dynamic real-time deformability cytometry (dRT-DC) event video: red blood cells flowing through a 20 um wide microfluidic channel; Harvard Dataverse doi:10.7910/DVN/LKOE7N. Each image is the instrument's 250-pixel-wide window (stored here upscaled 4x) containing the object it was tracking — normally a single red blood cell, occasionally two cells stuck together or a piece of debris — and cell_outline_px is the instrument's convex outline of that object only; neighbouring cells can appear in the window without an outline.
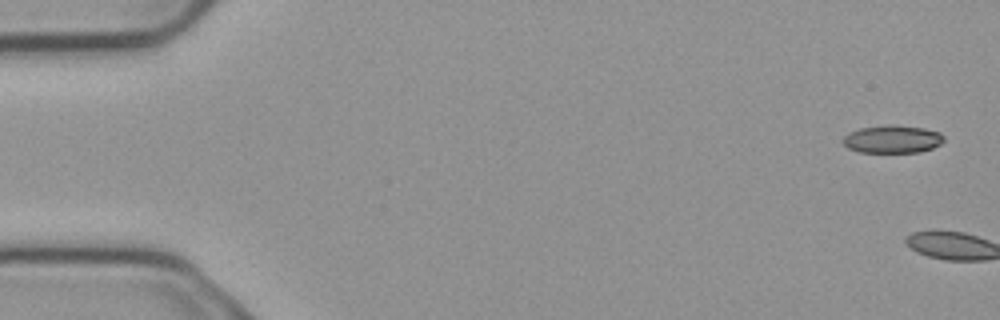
{"species": "common noctule bat (a hibernating species)", "species_latin": "Nyctalus noctula", "temperature_condition": "cold", "stored_images_in_passage": 5, "camera_frame_rate_fps": 3000, "um_per_image_px": 0.085, "animal": {"sex": "male", "body_mass_g": 23.1, "forearm_length_mm": 52.7}, "frame": {"image": 1, "passage_image": 1, "time_ms": 0.0, "image_size_px": [1000, 320], "cell_outline_px": [[944, 140], [940, 144], [932, 148], [920, 152], [860, 152], [848, 148], [844, 144], [844, 136], [848, 132], [860, 128], [888, 124], [896, 124], [924, 128], [940, 132], [944, 136]], "centroid_in_image_um": [75.87, 11.81], "position_along_channel_um": 9.1, "area_um2": 16.47}}